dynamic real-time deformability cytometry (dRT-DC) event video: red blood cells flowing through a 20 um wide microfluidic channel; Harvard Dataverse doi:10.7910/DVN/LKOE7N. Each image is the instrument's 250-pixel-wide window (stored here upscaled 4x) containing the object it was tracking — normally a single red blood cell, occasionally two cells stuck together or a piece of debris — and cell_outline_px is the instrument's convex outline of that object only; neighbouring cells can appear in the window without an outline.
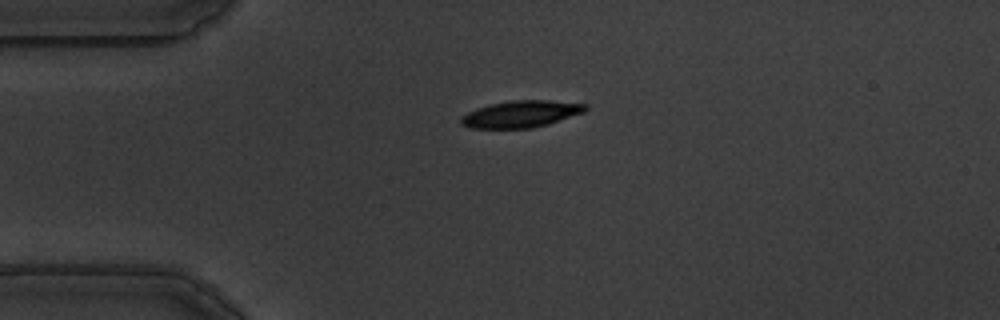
{"species": "common noctule bat (a hibernating species)", "species_latin": "Nyctalus noctula", "temperature_condition": "warm", "stored_images_in_passage": 53, "camera_frame_rate_fps": 3000, "um_per_image_px": 0.085, "animal": {"sex": "male", "body_mass_g": 19.5, "forearm_length_mm": 54.6}, "frame": {"image": 1, "passage_image": 9, "time_ms": 2.667, "image_size_px": [1000, 320], "cell_outline_px": [[588, 108], [584, 112], [548, 124], [532, 128], [468, 128], [460, 124], [460, 116], [476, 108], [488, 104], [512, 100], [548, 100], [588, 104]], "centroid_in_image_um": [44.25, 9.69], "position_along_channel_um": 40.7, "area_um2": 19.59}}
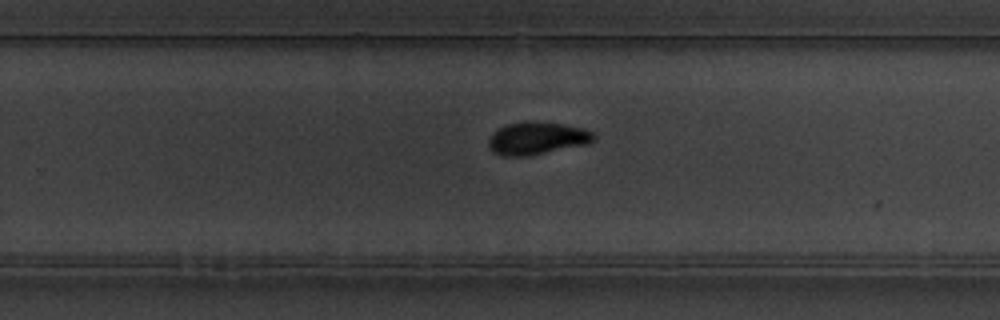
{"frame": {"image": 2, "passage_image": 32, "time_ms": 10.333, "image_size_px": [1000, 320], "cell_outline_px": [[596, 136], [588, 144], [528, 156], [500, 156], [492, 152], [488, 148], [488, 140], [492, 132], [496, 128], [508, 124], [524, 120], [532, 120], [564, 124], [584, 128], [592, 132]], "centroid_in_image_um": [45.59, 11.74], "position_along_channel_um": 284.2, "area_um2": 20.46}}
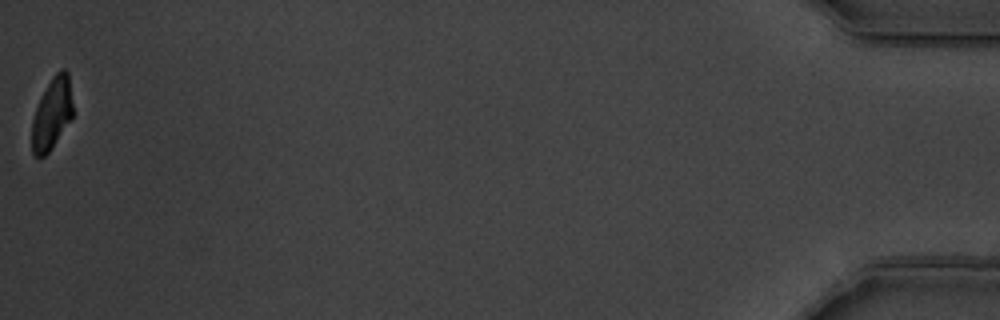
{"frame": {"image": 3, "passage_image": 53, "time_ms": 17.333, "image_size_px": [1000, 320], "cell_outline_px": [[72, 116], [48, 152], [40, 160], [32, 152], [32, 120], [40, 96], [52, 76], [60, 68], [64, 68], [68, 72], [72, 104]], "centroid_in_image_um": [4.39, 9.63], "position_along_channel_um": 430.8, "area_um2": 16.88}, "authors_computed_cell_mechanics": {"area_um2": 19.652, "velocity_mm_per_s": 3.4982, "shape_relaxation_time_tau1_ms": 2.9825, "shape_relaxation_time_tau2_ms": 2.2611, "deformation_change_tau1": 0.1578, "deformation_change_tau2": 0.0742}}